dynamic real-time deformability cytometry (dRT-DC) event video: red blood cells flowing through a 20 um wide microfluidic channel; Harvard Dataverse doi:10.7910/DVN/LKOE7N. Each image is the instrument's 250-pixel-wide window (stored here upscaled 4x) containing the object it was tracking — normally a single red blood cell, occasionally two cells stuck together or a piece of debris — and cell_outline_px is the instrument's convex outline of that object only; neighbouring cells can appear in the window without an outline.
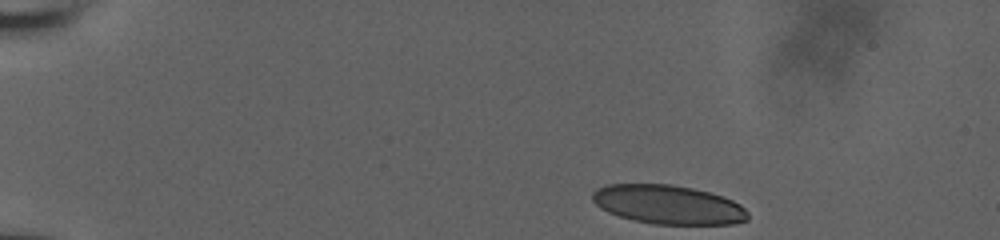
{"species": "human", "species_latin": "Homo sapiens", "temperature_condition": "room temperature", "stored_images_in_passage": 47, "camera_frame_rate_fps": 3000, "um_per_image_px": 0.085, "donor": {"sex": "male"}, "frame": {"image": 1, "passage_image": 1, "time_ms": 0.0, "image_size_px": [1000, 240], "cell_outline_px": [[748, 220], [732, 224], [652, 224], [632, 220], [608, 212], [600, 208], [592, 200], [592, 192], [596, 188], [608, 184], [672, 184], [692, 188], [724, 196], [740, 204], [748, 212]], "centroid_in_image_um": [56.78, 17.39], "position_along_channel_um": 28.2, "area_um2": 35.49}}
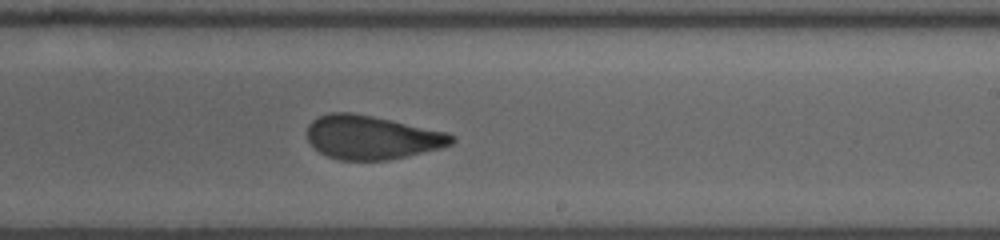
{"frame": {"image": 2, "passage_image": 27, "time_ms": 8.667, "image_size_px": [1000, 240], "cell_outline_px": [[456, 140], [452, 144], [440, 148], [388, 160], [340, 160], [328, 156], [312, 148], [308, 140], [308, 124], [312, 120], [328, 112], [352, 112], [392, 120], [448, 132], [456, 136]], "centroid_in_image_um": [31.6, 11.67], "position_along_channel_um": 257.4, "area_um2": 36.93}}
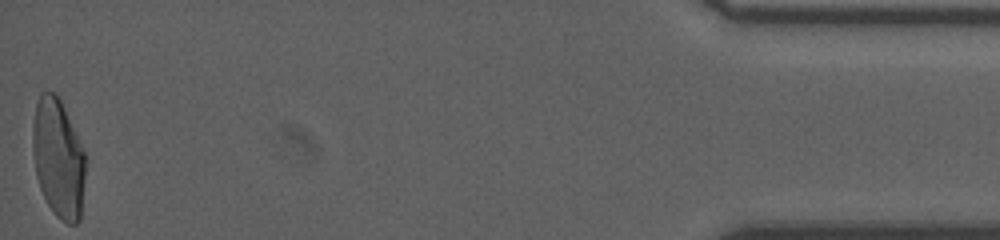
{"frame": {"image": 3, "passage_image": 47, "time_ms": 15.333, "image_size_px": [1000, 240], "cell_outline_px": [[88, 160], [80, 220], [76, 224], [68, 224], [60, 220], [56, 216], [48, 204], [40, 188], [36, 176], [32, 148], [32, 128], [36, 104], [40, 92], [56, 92], [64, 108]], "centroid_in_image_um": [4.97, 13.49], "position_along_channel_um": 430.2, "area_um2": 37.05}, "authors_computed_cell_mechanics": {"area_um2": 37.57, "velocity_mm_per_s": 3.8389, "shape_relaxation_time_tau1_ms": null, "shape_relaxation_time_tau2_ms": 1.149, "deformation_change_tau1": null, "deformation_change_tau2": 0.0847}}